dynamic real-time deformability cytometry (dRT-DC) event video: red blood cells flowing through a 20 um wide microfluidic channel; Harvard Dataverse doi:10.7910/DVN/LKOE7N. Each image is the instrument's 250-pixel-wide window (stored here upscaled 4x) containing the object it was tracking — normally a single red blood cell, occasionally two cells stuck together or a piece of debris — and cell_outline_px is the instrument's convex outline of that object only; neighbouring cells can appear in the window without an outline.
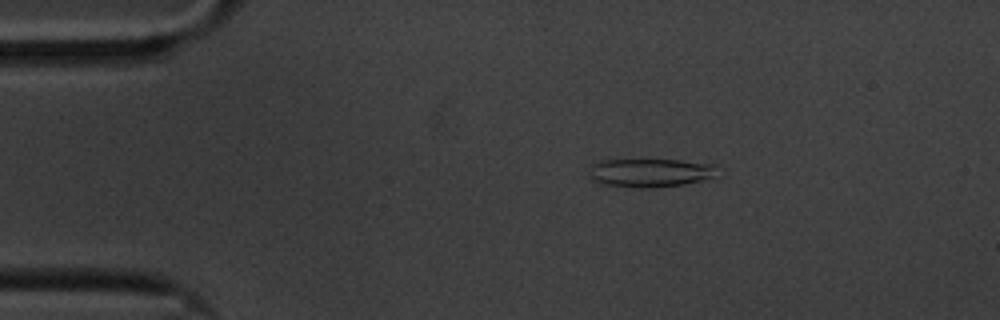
{"species": "common noctule bat (a hibernating species)", "species_latin": "Nyctalus noctula", "temperature_condition": "cold", "stored_images_in_passage": 60, "camera_frame_rate_fps": 3000, "um_per_image_px": 0.085, "animal": {"sex": "male", "body_mass_g": 20.1, "forearm_length_mm": 53.5}, "frame": {"image": 1, "passage_image": 11, "time_ms": 3.333, "image_size_px": [1000, 320], "cell_outline_px": [[712, 176], [700, 180], [684, 184], [648, 188], [640, 188], [604, 184], [592, 180], [592, 164], [600, 160], [680, 160], [712, 164]], "centroid_in_image_um": [55.19, 14.68], "position_along_channel_um": 29.8, "area_um2": 20.58}}
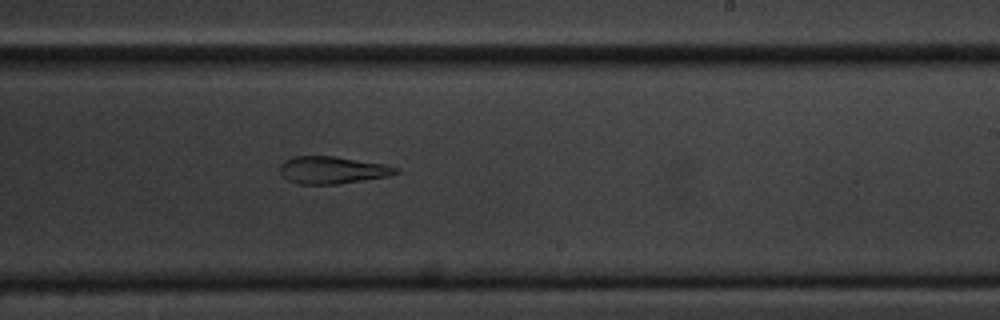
{"frame": {"image": 2, "passage_image": 36, "time_ms": 11.667, "image_size_px": [1000, 320], "cell_outline_px": [[400, 172], [388, 176], [336, 184], [300, 184], [288, 180], [280, 172], [280, 164], [284, 160], [292, 156], [332, 156], [384, 164], [400, 168]], "centroid_in_image_um": [28.24, 14.45], "position_along_channel_um": 260.8, "area_um2": 18.32}}
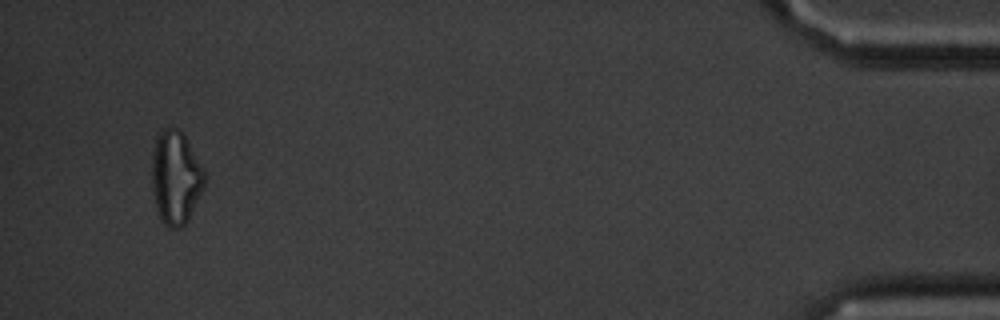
{"frame": {"image": 3, "passage_image": 57, "time_ms": 18.667, "image_size_px": [1000, 320], "cell_outline_px": [[204, 188], [184, 224], [180, 228], [168, 228], [160, 220], [156, 208], [152, 192], [152, 152], [156, 136], [164, 128], [180, 128], [204, 168]], "centroid_in_image_um": [14.91, 15.07], "position_along_channel_um": 420.3, "area_um2": 28.73}, "authors_computed_cell_mechanics": {"area_um2": 21.0103, "velocity_mm_per_s": 3.3709, "shape_relaxation_time_tau1_ms": null, "shape_relaxation_time_tau2_ms": 3.4342, "deformation_change_tau1": null, "deformation_change_tau2": 0.1262}}